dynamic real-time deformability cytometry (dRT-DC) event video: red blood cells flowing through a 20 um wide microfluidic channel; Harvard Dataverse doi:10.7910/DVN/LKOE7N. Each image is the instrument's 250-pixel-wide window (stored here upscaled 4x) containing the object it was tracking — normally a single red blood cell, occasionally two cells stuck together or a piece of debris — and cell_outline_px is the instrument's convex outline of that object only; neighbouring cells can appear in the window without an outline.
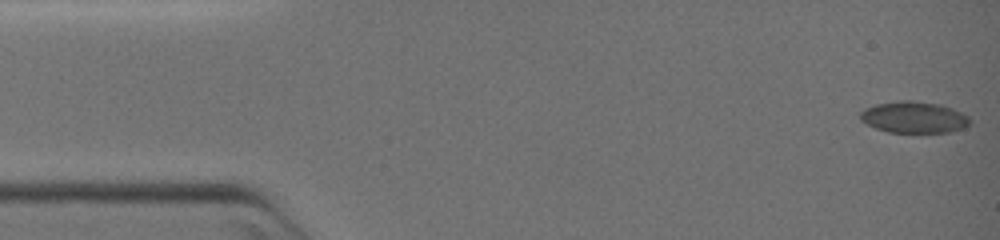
{"species": "common noctule bat (a hibernating species)", "species_latin": "Nyctalus noctula", "temperature_condition": "warm", "stored_images_in_passage": 62, "camera_frame_rate_fps": 3000, "um_per_image_px": 0.085, "animal": {"sex": "female", "body_mass_g": 19.0, "forearm_length_mm": 51.5}, "frame": {"image": 1, "passage_image": 1, "time_ms": 0.0, "image_size_px": [1000, 240], "cell_outline_px": [[968, 124], [964, 128], [948, 132], [888, 132], [876, 128], [860, 120], [860, 112], [864, 108], [876, 104], [896, 100], [912, 100], [940, 104], [952, 108], [968, 116]], "centroid_in_image_um": [77.64, 9.95], "position_along_channel_um": 7.4, "area_um2": 20.06}}
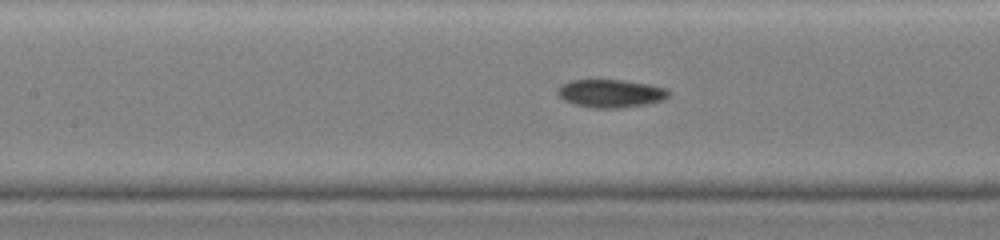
{"frame": {"image": 2, "passage_image": 27, "time_ms": 8.667, "image_size_px": [1000, 240], "cell_outline_px": [[672, 92], [664, 100], [648, 104], [616, 108], [592, 108], [576, 104], [564, 100], [556, 92], [564, 84], [572, 80], [624, 80], [648, 84], [668, 88]], "centroid_in_image_um": [51.99, 7.94], "position_along_channel_um": 155.4, "area_um2": 18.09}}
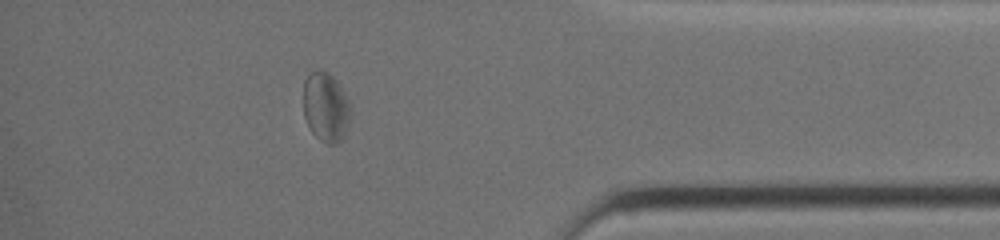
{"frame": {"image": 3, "passage_image": 53, "time_ms": 17.333, "image_size_px": [1000, 240], "cell_outline_px": [[352, 108], [348, 124], [340, 140], [336, 144], [328, 144], [320, 140], [312, 132], [304, 116], [304, 80], [316, 68], [328, 72], [340, 84]], "centroid_in_image_um": [27.7, 9.07], "position_along_channel_um": 407.5, "area_um2": 19.07}}